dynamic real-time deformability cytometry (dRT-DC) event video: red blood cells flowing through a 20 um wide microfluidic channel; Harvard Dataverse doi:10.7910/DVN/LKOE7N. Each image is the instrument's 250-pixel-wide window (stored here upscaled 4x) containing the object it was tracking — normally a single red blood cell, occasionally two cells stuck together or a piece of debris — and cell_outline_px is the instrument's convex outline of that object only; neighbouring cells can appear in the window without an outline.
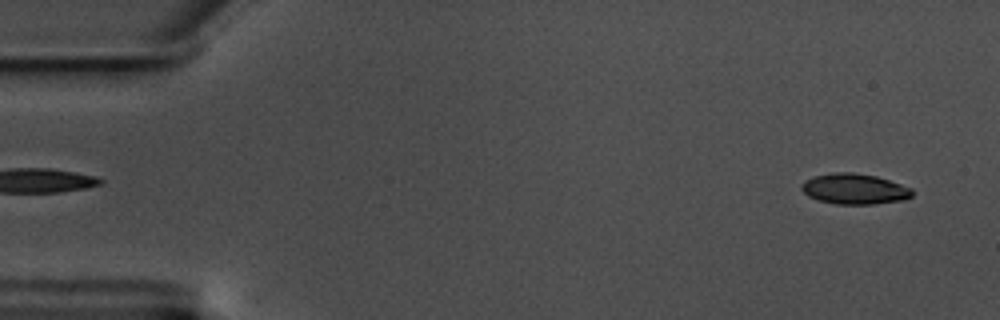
{"species": "common noctule bat (a hibernating species)", "species_latin": "Nyctalus noctula", "temperature_condition": "warm", "stored_images_in_passage": 58, "camera_frame_rate_fps": 3000, "um_per_image_px": 0.085, "animal": {"sex": "male", "body_mass_g": 17.5, "forearm_length_mm": 52.3}, "frame": {"image": 1, "passage_image": 3, "time_ms": 0.667, "image_size_px": [1000, 320], "cell_outline_px": [[916, 192], [912, 196], [904, 200], [872, 204], [836, 204], [820, 200], [808, 196], [800, 188], [804, 180], [816, 176], [836, 172], [852, 172], [876, 176], [912, 188]], "centroid_in_image_um": [72.66, 16.06], "position_along_channel_um": 12.3, "area_um2": 19.65}}
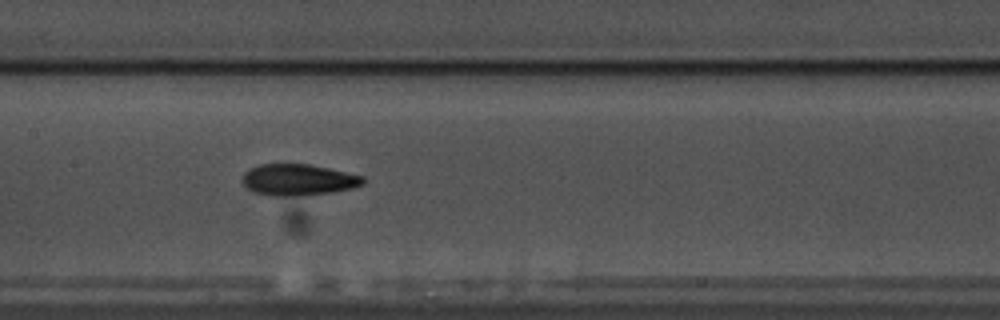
{"frame": {"image": 2, "passage_image": 28, "time_ms": 9.0, "image_size_px": [1000, 320], "cell_outline_px": [[364, 184], [352, 188], [332, 192], [292, 196], [272, 196], [256, 192], [248, 188], [244, 184], [244, 172], [248, 168], [260, 164], [308, 164], [328, 168], [364, 176]], "centroid_in_image_um": [25.36, 15.27], "position_along_channel_um": 182.0, "area_um2": 21.85}}
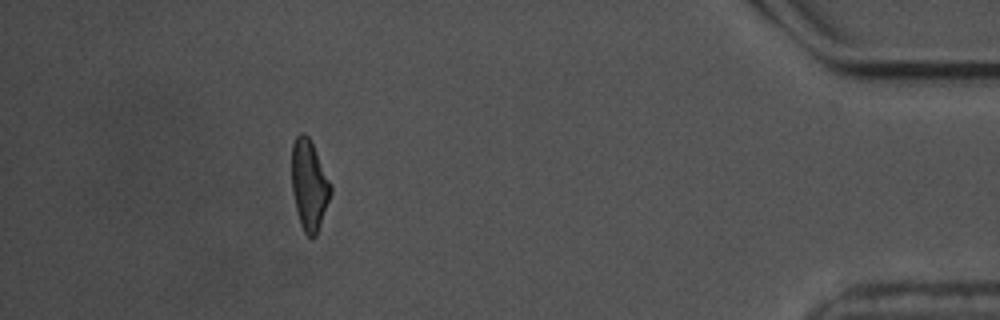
{"frame": {"image": 3, "passage_image": 52, "time_ms": 17.0, "image_size_px": [1000, 320], "cell_outline_px": [[332, 192], [316, 236], [308, 236], [304, 232], [300, 224], [292, 192], [292, 144], [296, 136], [300, 132], [304, 132], [308, 136], [332, 184]], "centroid_in_image_um": [26.28, 15.71], "position_along_channel_um": 408.9, "area_um2": 20.4}, "authors_computed_cell_mechanics": {"area_um2": 20.7213, "velocity_mm_per_s": 3.5416, "shape_relaxation_time_tau1_ms": 3.725, "shape_relaxation_time_tau2_ms": 3.685, "deformation_change_tau1": 0.1507, "deformation_change_tau2": 0.1129}}